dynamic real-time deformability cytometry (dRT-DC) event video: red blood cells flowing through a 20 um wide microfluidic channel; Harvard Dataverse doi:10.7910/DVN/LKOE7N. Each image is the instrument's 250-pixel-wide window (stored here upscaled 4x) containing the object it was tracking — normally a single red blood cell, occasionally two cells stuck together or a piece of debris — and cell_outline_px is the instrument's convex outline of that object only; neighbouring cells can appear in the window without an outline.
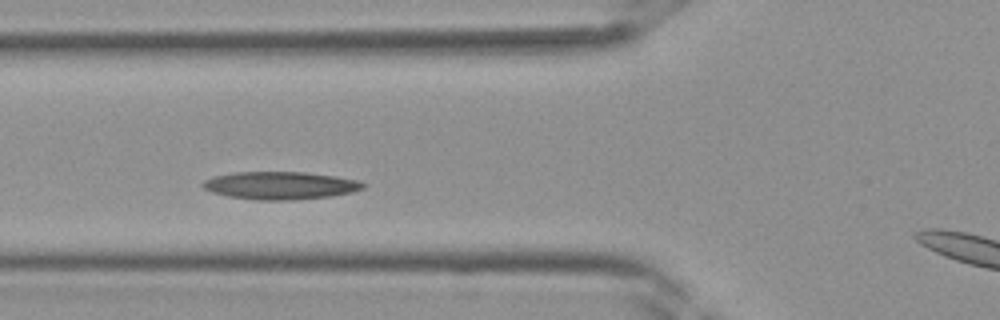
{"species": "Egyptian fruit bat (a non-hibernating species)", "species_latin": "Rousettus aegyptiacus", "temperature_condition": "room temperature", "stored_images_in_passage": 27, "camera_frame_rate_fps": 3000, "um_per_image_px": 0.085, "frame": {"image": 1, "passage_image": 5, "time_ms": 1.333, "image_size_px": [1000, 320], "cell_outline_px": [[368, 184], [364, 188], [352, 192], [332, 196], [292, 200], [256, 200], [228, 196], [212, 192], [204, 188], [200, 184], [204, 180], [212, 176], [232, 172], [304, 172], [336, 176], [360, 180]], "centroid_in_image_um": [23.84, 15.76], "position_along_channel_um": 102.0, "area_um2": 26.18}}